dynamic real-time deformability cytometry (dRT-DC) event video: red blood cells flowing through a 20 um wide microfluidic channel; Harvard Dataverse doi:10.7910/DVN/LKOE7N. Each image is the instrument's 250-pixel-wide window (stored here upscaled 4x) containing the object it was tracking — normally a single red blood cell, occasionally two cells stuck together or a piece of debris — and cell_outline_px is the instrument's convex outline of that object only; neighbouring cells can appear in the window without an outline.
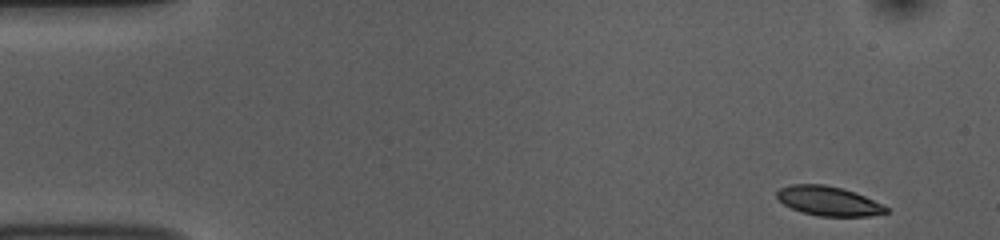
{"species": "common noctule bat (a hibernating species)", "species_latin": "Nyctalus noctula", "temperature_condition": "room temperature", "stored_images_in_passage": 51, "camera_frame_rate_fps": 3000, "um_per_image_px": 0.085, "animal": {"sex": "female", "body_mass_g": 10.0, "forearm_length_mm": 53.1}, "frame": {"image": 1, "passage_image": 1, "time_ms": 0.0, "image_size_px": [1000, 240], "cell_outline_px": [[888, 212], [868, 216], [820, 216], [804, 212], [792, 208], [784, 204], [776, 196], [776, 192], [780, 188], [788, 184], [824, 184], [840, 188], [864, 196], [888, 208]], "centroid_in_image_um": [70.37, 17.08], "position_along_channel_um": 14.6, "area_um2": 18.32}}
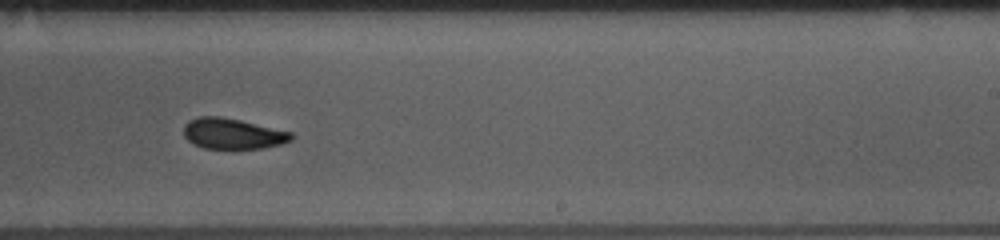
{"frame": {"image": 2, "passage_image": 30, "time_ms": 9.667, "image_size_px": [1000, 240], "cell_outline_px": [[292, 140], [280, 144], [260, 148], [204, 148], [188, 140], [184, 136], [184, 124], [188, 120], [200, 116], [220, 116], [240, 120], [292, 132]], "centroid_in_image_um": [19.76, 11.34], "position_along_channel_um": 269.2, "area_um2": 19.02}}
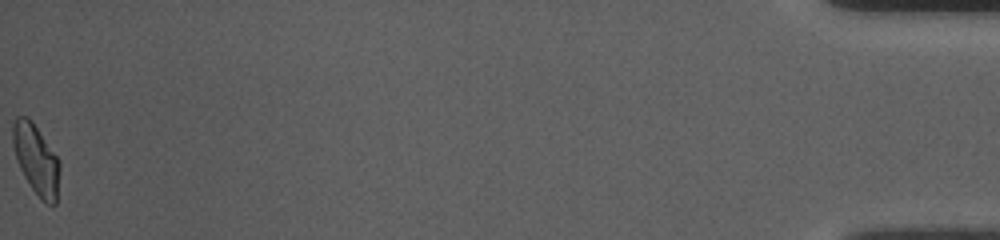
{"frame": {"image": 3, "passage_image": 51, "time_ms": 16.667, "image_size_px": [1000, 240], "cell_outline_px": [[60, 168], [56, 204], [52, 208], [44, 204], [40, 200], [24, 176], [16, 160], [12, 144], [12, 124], [16, 116], [28, 116], [32, 120], [60, 160]], "centroid_in_image_um": [3.08, 13.57], "position_along_channel_um": 432.1, "area_um2": 19.65}, "authors_computed_cell_mechanics": {"area_um2": 19.652, "velocity_mm_per_s": 3.7296, "shape_relaxation_time_tau1_ms": 3.6212, "shape_relaxation_time_tau2_ms": 3.8371, "deformation_change_tau1": 0.1303, "deformation_change_tau2": 0.0779}}